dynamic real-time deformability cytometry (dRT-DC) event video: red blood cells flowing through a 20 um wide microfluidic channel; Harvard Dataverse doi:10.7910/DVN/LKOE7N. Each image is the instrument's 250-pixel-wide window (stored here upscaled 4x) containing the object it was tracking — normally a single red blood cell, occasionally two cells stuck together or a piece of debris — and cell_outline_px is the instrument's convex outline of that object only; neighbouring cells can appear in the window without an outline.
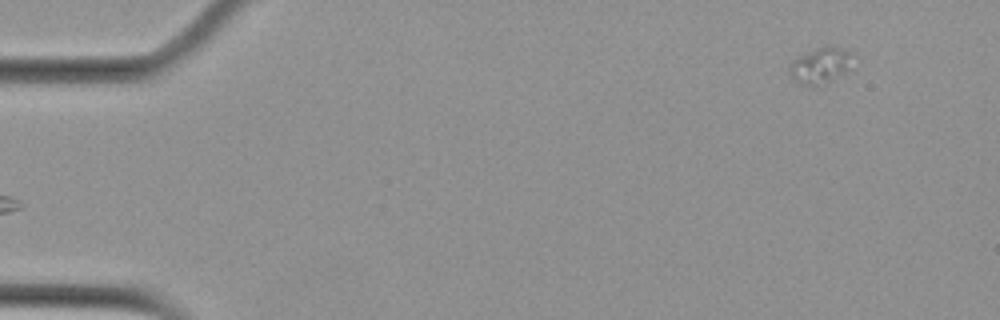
{"species": "Egyptian fruit bat (a non-hibernating species)", "species_latin": "Rousettus aegyptiacus", "temperature_condition": "cold", "stored_images_in_passage": 2, "camera_frame_rate_fps": 3000, "um_per_image_px": 0.085, "animal": {"sex": "female"}, "frame": {"image": 1, "passage_image": 2, "time_ms": 2.333, "image_size_px": [1000, 320], "cell_outline_px": [[852, 68], [848, 72], [816, 88], [800, 84], [792, 80], [788, 72], [788, 64], [796, 56], [816, 48], [828, 44], [832, 44], [852, 52]], "centroid_in_image_um": [69.73, 5.57], "position_along_channel_um": 15.3, "area_um2": 14.22}}